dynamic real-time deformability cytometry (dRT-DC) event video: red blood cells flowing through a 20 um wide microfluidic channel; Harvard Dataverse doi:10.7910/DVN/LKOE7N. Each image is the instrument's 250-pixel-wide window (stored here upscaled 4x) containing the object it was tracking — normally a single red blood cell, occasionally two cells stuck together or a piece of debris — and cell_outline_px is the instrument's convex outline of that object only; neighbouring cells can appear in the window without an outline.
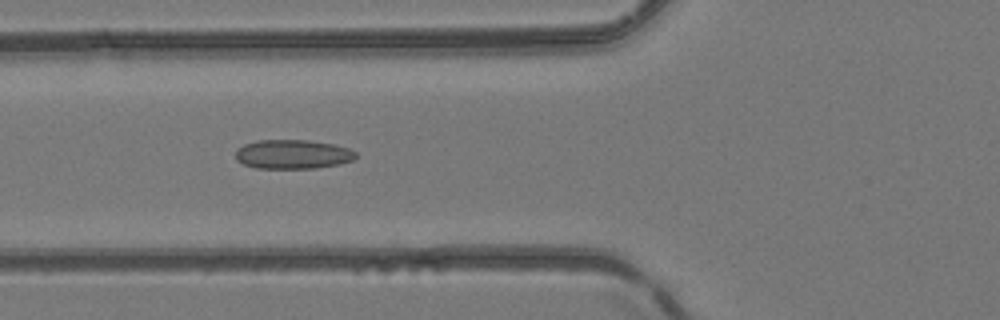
{"species": "common noctule bat (a hibernating species)", "species_latin": "Nyctalus noctula", "temperature_condition": "room temperature", "stored_images_in_passage": 8, "camera_frame_rate_fps": 3000, "um_per_image_px": 0.085, "animal": {"sex": "female", "body_mass_g": 24.6, "forearm_length_mm": 56.2}, "frame": {"image": 1, "passage_image": 6, "time_ms": 5.667, "image_size_px": [1000, 320], "cell_outline_px": [[356, 156], [352, 160], [340, 164], [316, 168], [256, 168], [244, 164], [236, 160], [236, 148], [244, 144], [256, 140], [308, 140], [336, 144], [348, 148], [356, 152]], "centroid_in_image_um": [24.87, 13.1], "position_along_channel_um": 100.9, "area_um2": 20.58}}
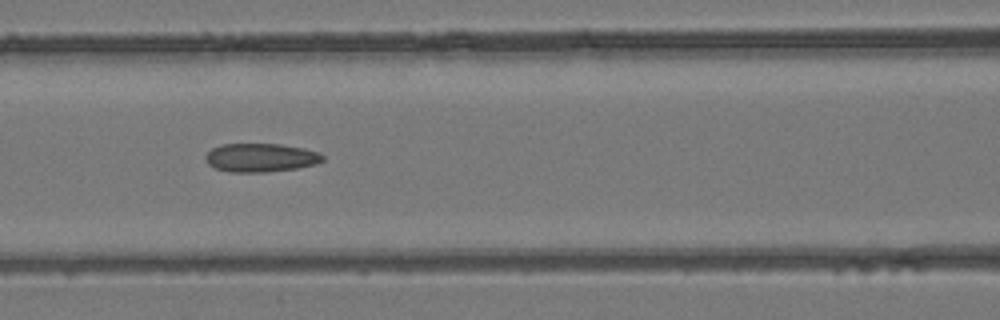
{"frame": {"image": 2, "passage_image": 7, "time_ms": 6.667, "image_size_px": [1000, 320], "cell_outline_px": [[324, 160], [316, 164], [296, 168], [268, 172], [228, 172], [216, 168], [208, 164], [204, 156], [212, 148], [224, 144], [280, 144], [304, 148], [320, 152], [324, 156]], "centroid_in_image_um": [22.18, 13.4], "position_along_channel_um": 144.4, "area_um2": 19.59}}
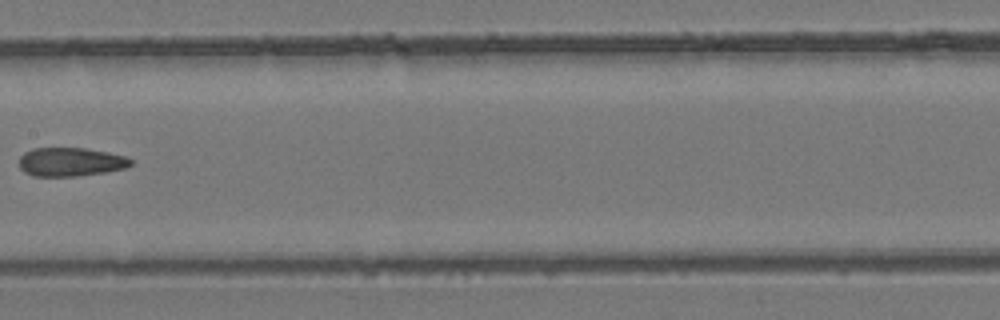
{"frame": {"image": 3, "passage_image": 8, "time_ms": 8.0, "image_size_px": [1000, 320], "cell_outline_px": [[132, 164], [128, 168], [104, 172], [76, 176], [32, 176], [24, 172], [20, 168], [20, 156], [24, 152], [32, 148], [84, 148], [108, 152], [128, 156], [132, 160]], "centroid_in_image_um": [6.02, 13.76], "position_along_channel_um": 201.4, "area_um2": 18.84}}